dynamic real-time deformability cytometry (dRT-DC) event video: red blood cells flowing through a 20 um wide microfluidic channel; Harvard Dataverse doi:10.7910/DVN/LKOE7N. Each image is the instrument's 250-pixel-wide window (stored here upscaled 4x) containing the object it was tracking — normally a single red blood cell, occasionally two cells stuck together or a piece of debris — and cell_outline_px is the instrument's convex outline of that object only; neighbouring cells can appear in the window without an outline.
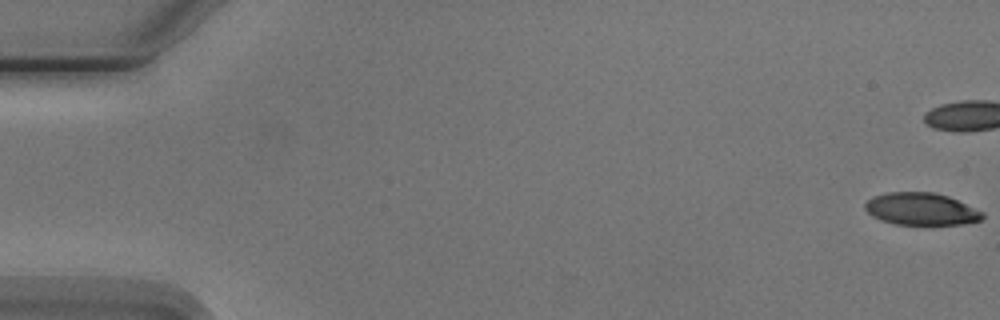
{"species": "Egyptian fruit bat (a non-hibernating species)", "species_latin": "Rousettus aegyptiacus", "temperature_condition": "cold", "stored_images_in_passage": 11, "camera_frame_rate_fps": 3000, "um_per_image_px": 0.085, "animal": {"sex": "male"}, "frame": {"image": 1, "passage_image": 1, "time_ms": 0.0, "image_size_px": [1000, 320], "cell_outline_px": [[984, 216], [980, 220], [964, 224], [896, 224], [880, 220], [872, 216], [864, 208], [864, 204], [872, 196], [888, 192], [932, 192], [948, 196], [984, 212]], "centroid_in_image_um": [78.28, 17.76], "position_along_channel_um": 6.7, "area_um2": 22.02}}
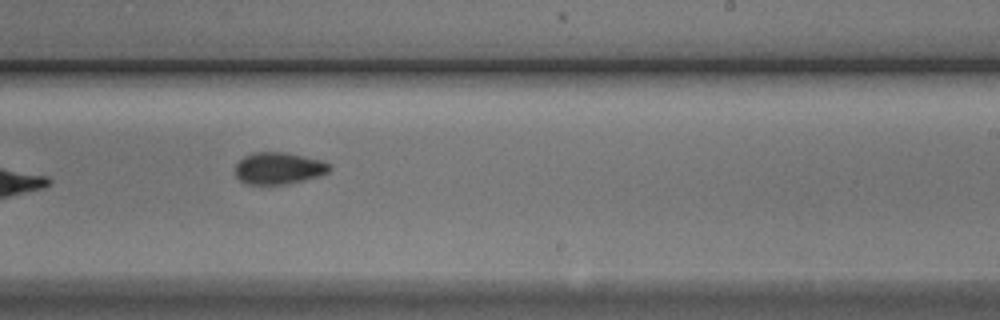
{"frame": {"image": 2, "passage_image": 10, "time_ms": 11.667, "image_size_px": [1000, 320], "cell_outline_px": [[332, 168], [328, 172], [320, 176], [288, 184], [248, 184], [240, 180], [236, 176], [236, 164], [244, 156], [252, 152], [284, 152], [324, 160], [332, 164]], "centroid_in_image_um": [23.74, 14.29], "position_along_channel_um": 265.3, "area_um2": 17.69}}
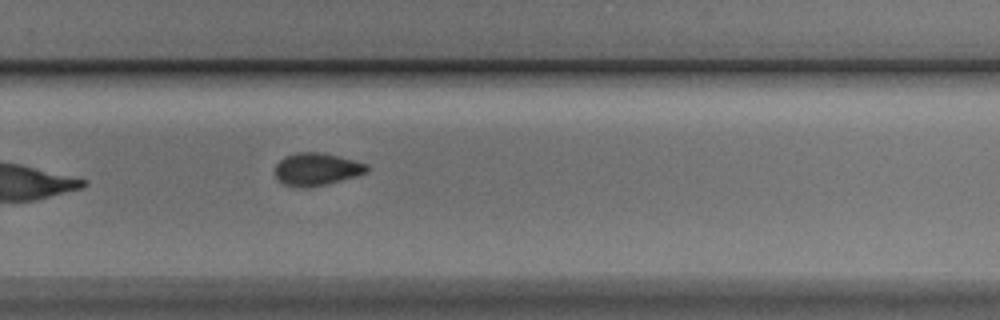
{"frame": {"image": 3, "passage_image": 11, "time_ms": 12.667, "image_size_px": [1000, 320], "cell_outline_px": [[368, 172], [356, 176], [328, 184], [304, 188], [300, 188], [284, 184], [276, 176], [276, 164], [284, 156], [296, 152], [324, 152], [368, 164]], "centroid_in_image_um": [26.93, 14.38], "position_along_channel_um": 302.9, "area_um2": 17.51}}